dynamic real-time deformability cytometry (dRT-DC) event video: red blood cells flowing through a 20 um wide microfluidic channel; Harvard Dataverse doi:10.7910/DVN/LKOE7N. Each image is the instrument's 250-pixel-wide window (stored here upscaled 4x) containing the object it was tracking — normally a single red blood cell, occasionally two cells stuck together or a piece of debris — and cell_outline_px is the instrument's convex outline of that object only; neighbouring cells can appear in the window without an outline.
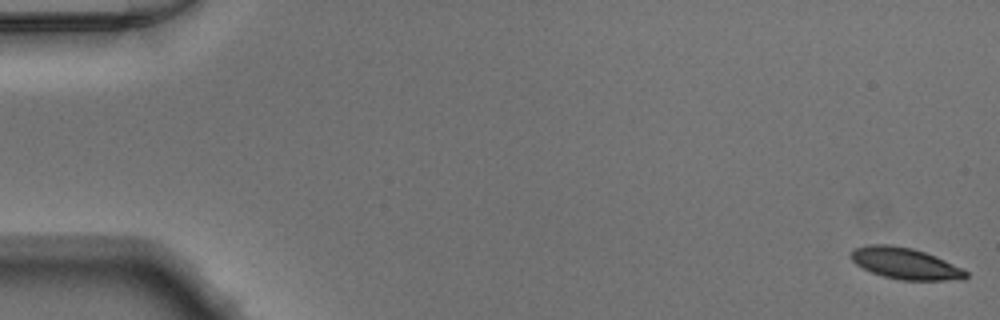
{"species": "Egyptian fruit bat (a non-hibernating species)", "species_latin": "Rousettus aegyptiacus", "temperature_condition": "warm", "stored_images_in_passage": 50, "camera_frame_rate_fps": 3000, "um_per_image_px": 0.085, "animal": {"sex": "male"}, "frame": {"image": 1, "passage_image": 1, "time_ms": 0.0, "image_size_px": [1000, 320], "cell_outline_px": [[968, 276], [964, 280], [900, 280], [884, 276], [872, 272], [856, 264], [852, 260], [852, 252], [856, 248], [868, 244], [892, 244], [912, 248], [936, 256], [964, 268], [968, 272]], "centroid_in_image_um": [77.01, 22.4], "position_along_channel_um": 8.0, "area_um2": 21.04}}
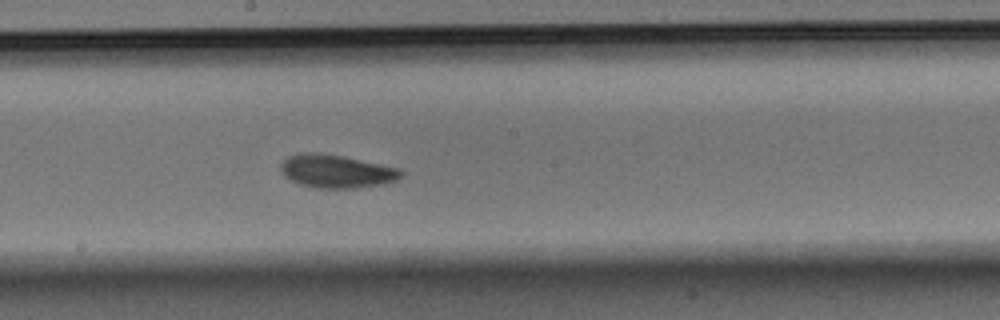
{"frame": {"image": 2, "passage_image": 28, "time_ms": 9.0, "image_size_px": [1000, 320], "cell_outline_px": [[404, 172], [396, 180], [384, 184], [356, 188], [316, 188], [300, 184], [284, 176], [280, 168], [280, 164], [288, 156], [304, 152], [320, 152], [344, 156], [400, 168]], "centroid_in_image_um": [28.6, 14.55], "position_along_channel_um": 219.6, "area_um2": 23.41}}
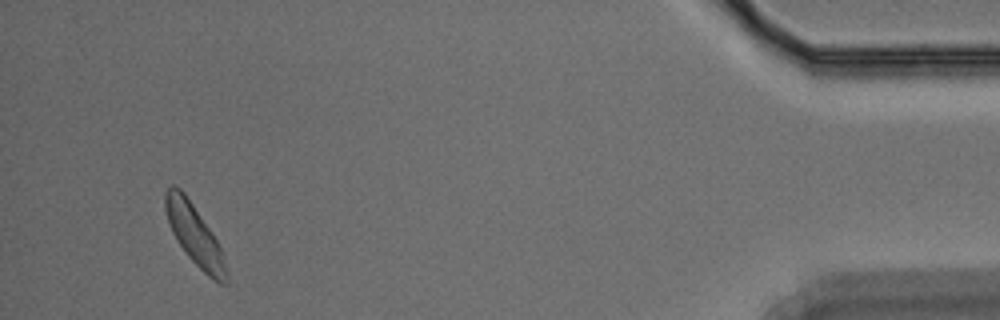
{"frame": {"image": 3, "passage_image": 48, "time_ms": 15.667, "image_size_px": [1000, 320], "cell_outline_px": [[228, 284], [220, 284], [208, 276], [188, 256], [176, 240], [172, 232], [164, 208], [164, 192], [172, 184], [180, 188], [184, 192], [216, 240], [220, 248], [228, 272]], "centroid_in_image_um": [16.52, 19.97], "position_along_channel_um": 418.7, "area_um2": 21.04}}